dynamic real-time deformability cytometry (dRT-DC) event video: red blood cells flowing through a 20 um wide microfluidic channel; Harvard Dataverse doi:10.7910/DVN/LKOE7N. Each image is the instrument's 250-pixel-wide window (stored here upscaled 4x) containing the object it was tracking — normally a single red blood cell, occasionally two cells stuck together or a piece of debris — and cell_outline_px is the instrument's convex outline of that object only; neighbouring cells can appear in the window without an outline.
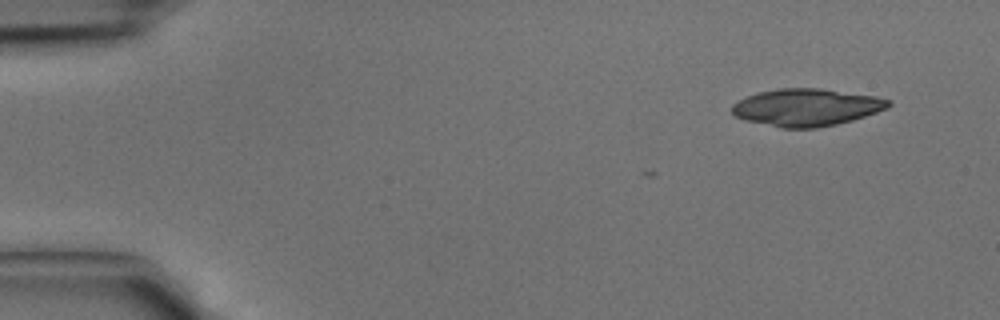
{"species": "common noctule bat (a hibernating species)", "species_latin": "Nyctalus noctula", "temperature_condition": "cold", "stored_images_in_passage": 5, "camera_frame_rate_fps": 3000, "um_per_image_px": 0.085, "animal": {"sex": "male", "body_mass_g": 15.6}, "frame": {"image": 1, "passage_image": 1, "time_ms": 0.0, "image_size_px": [1000, 320], "cell_outline_px": [[892, 104], [888, 108], [852, 120], [836, 124], [816, 128], [784, 128], [744, 120], [736, 116], [732, 112], [732, 104], [748, 96], [760, 92], [776, 88], [820, 88], [876, 96], [892, 100]], "centroid_in_image_um": [68.58, 9.12], "position_along_channel_um": 16.4, "area_um2": 33.93}}